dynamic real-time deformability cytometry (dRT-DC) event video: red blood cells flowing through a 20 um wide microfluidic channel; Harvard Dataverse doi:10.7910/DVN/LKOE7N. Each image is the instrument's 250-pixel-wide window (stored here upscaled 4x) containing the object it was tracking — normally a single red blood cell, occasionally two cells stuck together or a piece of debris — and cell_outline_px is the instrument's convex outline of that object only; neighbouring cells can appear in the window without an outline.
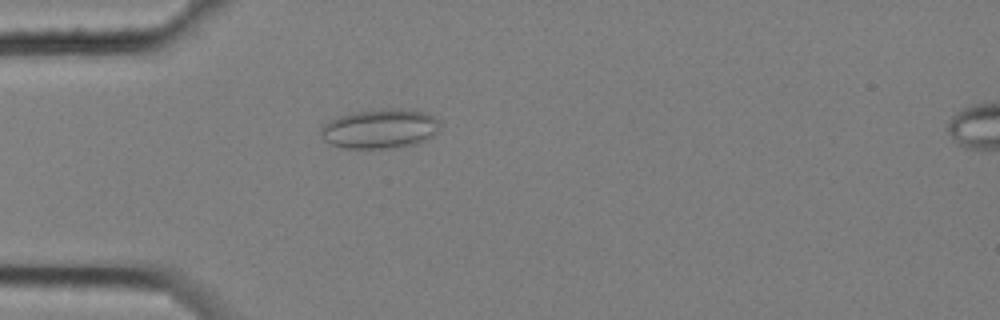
{"species": "common noctule bat (a hibernating species)", "species_latin": "Nyctalus noctula", "temperature_condition": "cold", "stored_images_in_passage": 8, "camera_frame_rate_fps": 3000, "um_per_image_px": 0.085, "animal": {"sex": "female", "body_mass_g": 25.1}, "frame": {"image": 1, "passage_image": 3, "time_ms": 0.667, "image_size_px": [1000, 320], "cell_outline_px": [[440, 128], [428, 140], [416, 144], [400, 148], [344, 148], [332, 144], [324, 140], [320, 136], [320, 128], [324, 124], [340, 116], [352, 112], [380, 108], [400, 108], [424, 112], [432, 116], [440, 124]], "centroid_in_image_um": [32.31, 10.95], "position_along_channel_um": 52.7, "area_um2": 27.69}}
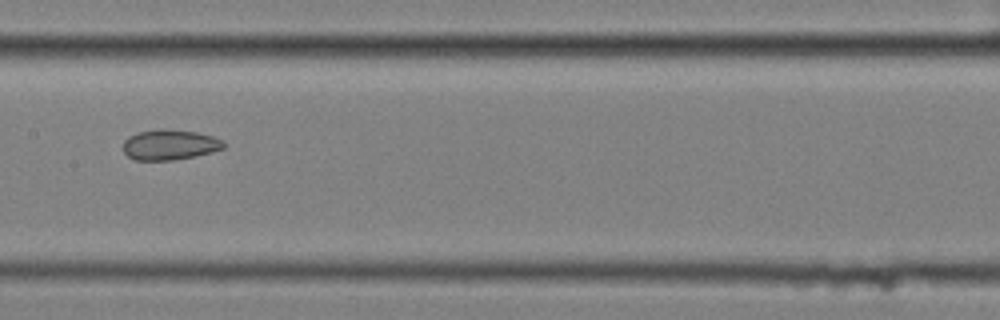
{"frame": {"image": 2, "passage_image": 7, "time_ms": 2.0, "image_size_px": [1000, 320], "cell_outline_px": [[224, 148], [212, 152], [196, 156], [172, 160], [136, 160], [128, 156], [124, 152], [124, 140], [128, 136], [136, 132], [160, 128], [164, 128], [196, 132], [212, 136], [220, 140], [224, 144]], "centroid_in_image_um": [14.39, 12.29], "position_along_channel_um": 193.0, "area_um2": 17.8}}
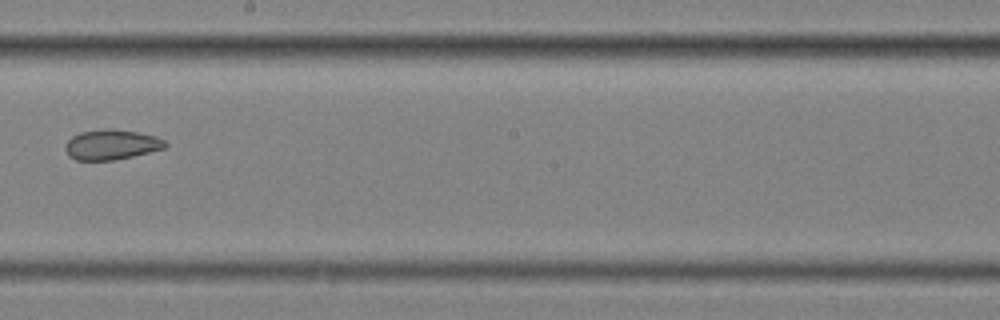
{"frame": {"image": 3, "passage_image": 8, "time_ms": 2.333, "image_size_px": [1000, 320], "cell_outline_px": [[168, 144], [164, 148], [132, 156], [112, 160], [76, 160], [68, 156], [64, 148], [64, 144], [72, 136], [80, 132], [100, 128], [112, 128], [136, 132], [156, 136], [164, 140]], "centroid_in_image_um": [9.42, 12.28], "position_along_channel_um": 238.8, "area_um2": 17.63}}